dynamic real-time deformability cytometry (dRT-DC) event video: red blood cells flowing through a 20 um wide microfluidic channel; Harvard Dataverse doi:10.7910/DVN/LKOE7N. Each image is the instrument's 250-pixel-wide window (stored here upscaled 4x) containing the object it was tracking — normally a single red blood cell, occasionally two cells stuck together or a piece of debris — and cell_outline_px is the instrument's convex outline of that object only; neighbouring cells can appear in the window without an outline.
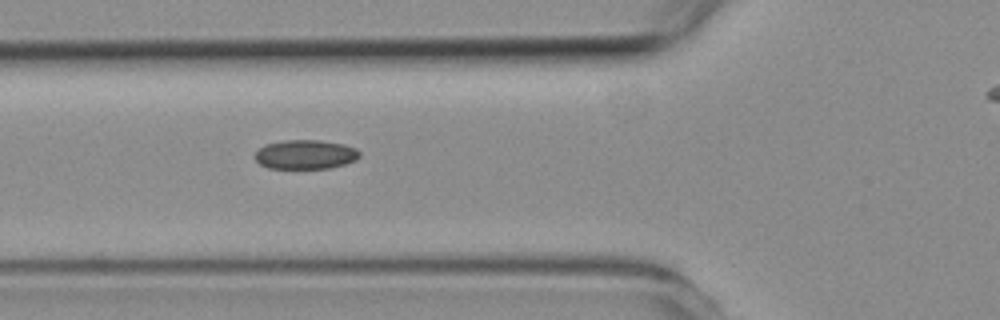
{"species": "common noctule bat (a hibernating species)", "species_latin": "Nyctalus noctula", "temperature_condition": "room temperature", "stored_images_in_passage": 2, "camera_frame_rate_fps": 3000, "um_per_image_px": 0.085, "animal": {"sex": "female", "body_mass_g": 19.3, "forearm_length_mm": 54.1}, "frame": {"image": 1, "passage_image": 2, "time_ms": 1.0, "image_size_px": [1000, 320], "cell_outline_px": [[360, 156], [356, 160], [344, 164], [328, 168], [268, 168], [260, 164], [252, 156], [264, 144], [284, 140], [320, 140], [344, 144], [356, 148], [360, 152]], "centroid_in_image_um": [25.95, 13.12], "position_along_channel_um": 99.9, "area_um2": 17.92}}